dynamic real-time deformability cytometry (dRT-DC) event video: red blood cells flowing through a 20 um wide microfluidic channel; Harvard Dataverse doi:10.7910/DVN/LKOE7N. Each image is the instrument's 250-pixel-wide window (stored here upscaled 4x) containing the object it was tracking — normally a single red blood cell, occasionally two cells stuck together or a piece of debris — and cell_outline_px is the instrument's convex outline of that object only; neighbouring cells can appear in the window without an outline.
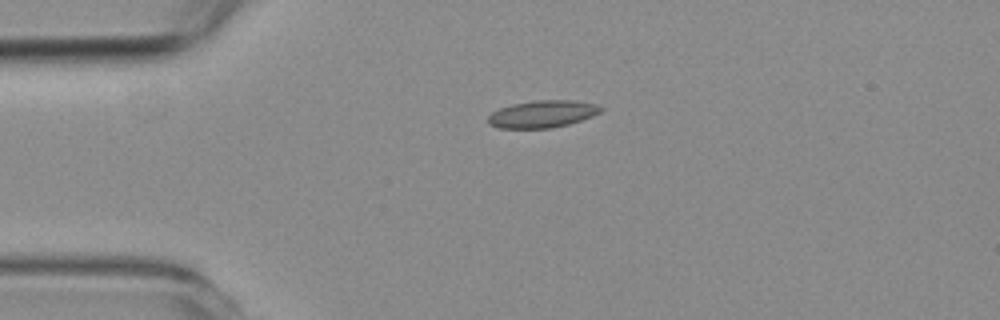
{"species": "common noctule bat (a hibernating species)", "species_latin": "Nyctalus noctula", "temperature_condition": "room temperature", "stored_images_in_passage": 26, "camera_frame_rate_fps": 3000, "um_per_image_px": 0.085, "animal": {"sex": "female", "body_mass_g": 19.3, "forearm_length_mm": 54.1}, "frame": {"image": 1, "passage_image": 1, "time_ms": 0.0, "image_size_px": [1000, 320], "cell_outline_px": [[604, 108], [600, 112], [592, 116], [568, 124], [552, 128], [500, 128], [488, 124], [488, 116], [492, 112], [500, 108], [512, 104], [536, 100], [576, 100], [596, 104]], "centroid_in_image_um": [46.11, 9.68], "position_along_channel_um": 38.9, "area_um2": 17.86}}
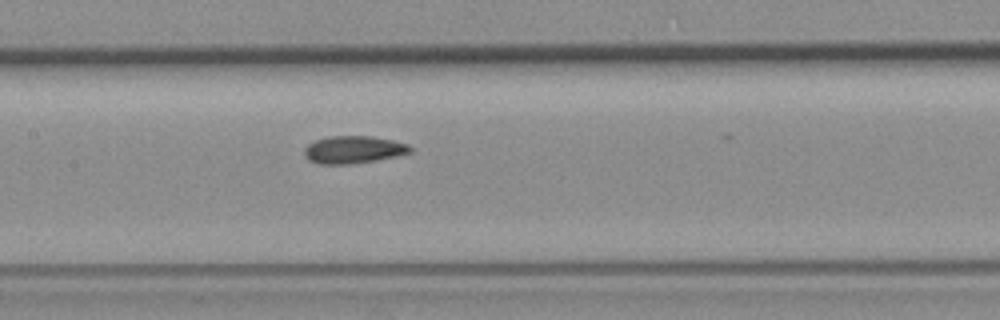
{"frame": {"image": 2, "passage_image": 15, "time_ms": 4.667, "image_size_px": [1000, 320], "cell_outline_px": [[412, 152], [396, 156], [348, 164], [316, 164], [308, 160], [304, 156], [304, 148], [308, 144], [316, 140], [328, 136], [372, 136], [392, 140], [408, 144], [412, 148]], "centroid_in_image_um": [30.0, 12.71], "position_along_channel_um": 177.4, "area_um2": 16.94}}
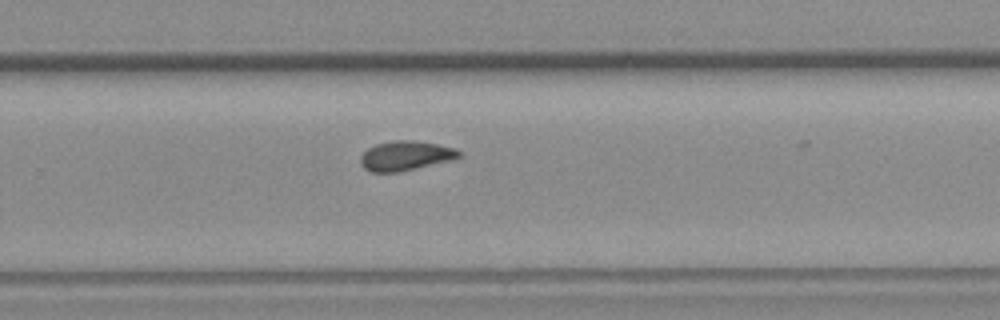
{"frame": {"image": 3, "passage_image": 25, "time_ms": 8.0, "image_size_px": [1000, 320], "cell_outline_px": [[464, 152], [460, 156], [448, 160], [400, 172], [372, 172], [364, 168], [360, 164], [360, 156], [368, 148], [376, 144], [396, 140], [412, 140], [436, 144], [456, 148]], "centroid_in_image_um": [34.45, 13.23], "position_along_channel_um": 295.4, "area_um2": 16.82}}